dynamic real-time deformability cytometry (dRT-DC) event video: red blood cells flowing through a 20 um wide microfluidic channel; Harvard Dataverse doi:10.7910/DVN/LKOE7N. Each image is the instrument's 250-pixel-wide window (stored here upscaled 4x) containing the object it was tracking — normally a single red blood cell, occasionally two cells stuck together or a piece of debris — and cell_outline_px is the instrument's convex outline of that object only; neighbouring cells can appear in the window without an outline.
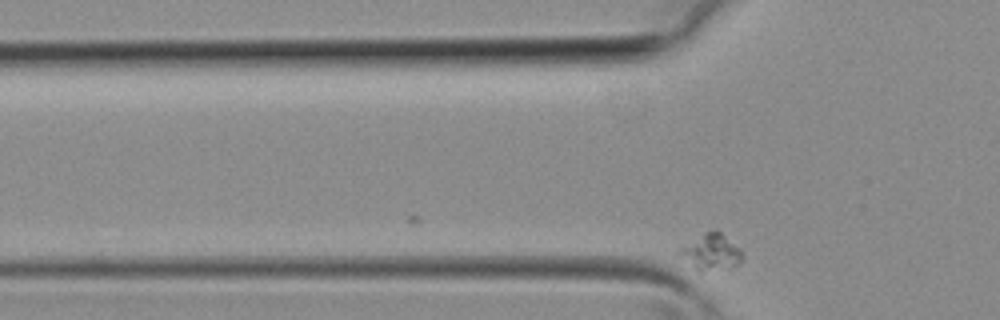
{"species": "common noctule bat (a hibernating species)", "species_latin": "Nyctalus noctula", "temperature_condition": "room temperature", "stored_images_in_passage": 2, "camera_frame_rate_fps": 3000, "um_per_image_px": 0.085, "animal": {"sex": "female", "body_mass_g": 19.3, "forearm_length_mm": 54.1}, "frame": {"image": 1, "passage_image": 2, "time_ms": 0.333, "image_size_px": [1000, 320], "cell_outline_px": [[744, 260], [740, 264], [732, 268], [700, 276], [676, 252], [676, 248], [704, 232], [720, 232], [740, 248], [744, 256]], "centroid_in_image_um": [60.41, 21.53], "position_along_channel_um": 65.4, "area_um2": 14.28}}